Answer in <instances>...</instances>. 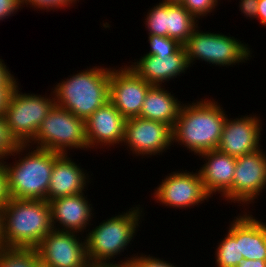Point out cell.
Returning <instances> with one entry per match:
<instances>
[{
	"instance_id": "1",
	"label": "cell",
	"mask_w": 266,
	"mask_h": 267,
	"mask_svg": "<svg viewBox=\"0 0 266 267\" xmlns=\"http://www.w3.org/2000/svg\"><path fill=\"white\" fill-rule=\"evenodd\" d=\"M215 100L204 97L183 104L172 128V145H183L196 156L217 149L227 114Z\"/></svg>"
},
{
	"instance_id": "2",
	"label": "cell",
	"mask_w": 266,
	"mask_h": 267,
	"mask_svg": "<svg viewBox=\"0 0 266 267\" xmlns=\"http://www.w3.org/2000/svg\"><path fill=\"white\" fill-rule=\"evenodd\" d=\"M60 155L29 144H20L10 155L11 158L16 157L15 162L8 163L5 160L3 163L9 197L46 200L54 162Z\"/></svg>"
},
{
	"instance_id": "3",
	"label": "cell",
	"mask_w": 266,
	"mask_h": 267,
	"mask_svg": "<svg viewBox=\"0 0 266 267\" xmlns=\"http://www.w3.org/2000/svg\"><path fill=\"white\" fill-rule=\"evenodd\" d=\"M110 73V66H89L61 79L52 88L56 105L86 121L109 101Z\"/></svg>"
},
{
	"instance_id": "4",
	"label": "cell",
	"mask_w": 266,
	"mask_h": 267,
	"mask_svg": "<svg viewBox=\"0 0 266 267\" xmlns=\"http://www.w3.org/2000/svg\"><path fill=\"white\" fill-rule=\"evenodd\" d=\"M1 214L6 247L36 248L53 230L46 200L10 198Z\"/></svg>"
},
{
	"instance_id": "5",
	"label": "cell",
	"mask_w": 266,
	"mask_h": 267,
	"mask_svg": "<svg viewBox=\"0 0 266 267\" xmlns=\"http://www.w3.org/2000/svg\"><path fill=\"white\" fill-rule=\"evenodd\" d=\"M133 206L126 212L107 217L85 233L87 256L91 266L115 262V258L120 257L124 250L127 251L129 244H132L145 215L144 207L139 204Z\"/></svg>"
},
{
	"instance_id": "6",
	"label": "cell",
	"mask_w": 266,
	"mask_h": 267,
	"mask_svg": "<svg viewBox=\"0 0 266 267\" xmlns=\"http://www.w3.org/2000/svg\"><path fill=\"white\" fill-rule=\"evenodd\" d=\"M242 42L243 40L240 41L230 34L203 32L197 26L184 47L190 67L196 63V60H200L212 66L228 68L239 63H246L252 56L254 57L249 44Z\"/></svg>"
},
{
	"instance_id": "7",
	"label": "cell",
	"mask_w": 266,
	"mask_h": 267,
	"mask_svg": "<svg viewBox=\"0 0 266 267\" xmlns=\"http://www.w3.org/2000/svg\"><path fill=\"white\" fill-rule=\"evenodd\" d=\"M19 82L12 88L3 112L10 134L19 144H28L47 114L56 105L50 95L22 93Z\"/></svg>"
},
{
	"instance_id": "8",
	"label": "cell",
	"mask_w": 266,
	"mask_h": 267,
	"mask_svg": "<svg viewBox=\"0 0 266 267\" xmlns=\"http://www.w3.org/2000/svg\"><path fill=\"white\" fill-rule=\"evenodd\" d=\"M28 144L60 154H70L72 149L89 151L85 121L55 105Z\"/></svg>"
},
{
	"instance_id": "9",
	"label": "cell",
	"mask_w": 266,
	"mask_h": 267,
	"mask_svg": "<svg viewBox=\"0 0 266 267\" xmlns=\"http://www.w3.org/2000/svg\"><path fill=\"white\" fill-rule=\"evenodd\" d=\"M263 150L260 148L236 158L232 187L222 197L229 204L243 205V211L256 203L258 196L266 190V151Z\"/></svg>"
},
{
	"instance_id": "10",
	"label": "cell",
	"mask_w": 266,
	"mask_h": 267,
	"mask_svg": "<svg viewBox=\"0 0 266 267\" xmlns=\"http://www.w3.org/2000/svg\"><path fill=\"white\" fill-rule=\"evenodd\" d=\"M153 200L167 208L191 209L209 201L211 196L205 190L199 171H173L154 188ZM200 203V204H199Z\"/></svg>"
},
{
	"instance_id": "11",
	"label": "cell",
	"mask_w": 266,
	"mask_h": 267,
	"mask_svg": "<svg viewBox=\"0 0 266 267\" xmlns=\"http://www.w3.org/2000/svg\"><path fill=\"white\" fill-rule=\"evenodd\" d=\"M121 146L127 147L134 157L141 156V159L160 156L172 146V128L162 122L142 117L126 119Z\"/></svg>"
},
{
	"instance_id": "12",
	"label": "cell",
	"mask_w": 266,
	"mask_h": 267,
	"mask_svg": "<svg viewBox=\"0 0 266 267\" xmlns=\"http://www.w3.org/2000/svg\"><path fill=\"white\" fill-rule=\"evenodd\" d=\"M80 235L53 229L36 247L39 260L50 267H91L85 236Z\"/></svg>"
},
{
	"instance_id": "13",
	"label": "cell",
	"mask_w": 266,
	"mask_h": 267,
	"mask_svg": "<svg viewBox=\"0 0 266 267\" xmlns=\"http://www.w3.org/2000/svg\"><path fill=\"white\" fill-rule=\"evenodd\" d=\"M261 122L256 113L241 115L235 119H229L227 115L217 150L236 158L259 150L263 147Z\"/></svg>"
},
{
	"instance_id": "14",
	"label": "cell",
	"mask_w": 266,
	"mask_h": 267,
	"mask_svg": "<svg viewBox=\"0 0 266 267\" xmlns=\"http://www.w3.org/2000/svg\"><path fill=\"white\" fill-rule=\"evenodd\" d=\"M111 68L109 101L125 119L139 117L146 93L152 86L126 64Z\"/></svg>"
},
{
	"instance_id": "15",
	"label": "cell",
	"mask_w": 266,
	"mask_h": 267,
	"mask_svg": "<svg viewBox=\"0 0 266 267\" xmlns=\"http://www.w3.org/2000/svg\"><path fill=\"white\" fill-rule=\"evenodd\" d=\"M126 119L116 109V107L108 101L105 105L98 108L85 121L86 138L88 148L97 149L111 147H120L124 139ZM110 147V148H109Z\"/></svg>"
},
{
	"instance_id": "16",
	"label": "cell",
	"mask_w": 266,
	"mask_h": 267,
	"mask_svg": "<svg viewBox=\"0 0 266 267\" xmlns=\"http://www.w3.org/2000/svg\"><path fill=\"white\" fill-rule=\"evenodd\" d=\"M139 59L130 61L128 67L141 79L151 85H167L170 80L179 78L190 69L186 50L182 45L174 54L143 55ZM178 76V77H177Z\"/></svg>"
},
{
	"instance_id": "17",
	"label": "cell",
	"mask_w": 266,
	"mask_h": 267,
	"mask_svg": "<svg viewBox=\"0 0 266 267\" xmlns=\"http://www.w3.org/2000/svg\"><path fill=\"white\" fill-rule=\"evenodd\" d=\"M90 202L84 192L49 201L53 229L81 235L87 233L86 229L93 225L91 222L95 218V209Z\"/></svg>"
},
{
	"instance_id": "18",
	"label": "cell",
	"mask_w": 266,
	"mask_h": 267,
	"mask_svg": "<svg viewBox=\"0 0 266 267\" xmlns=\"http://www.w3.org/2000/svg\"><path fill=\"white\" fill-rule=\"evenodd\" d=\"M70 155L61 154L54 162L47 190L48 202L63 196L86 193L89 183L91 184L89 172L74 162Z\"/></svg>"
},
{
	"instance_id": "19",
	"label": "cell",
	"mask_w": 266,
	"mask_h": 267,
	"mask_svg": "<svg viewBox=\"0 0 266 267\" xmlns=\"http://www.w3.org/2000/svg\"><path fill=\"white\" fill-rule=\"evenodd\" d=\"M203 163L197 169L204 183L205 190L213 197L214 193L223 197L232 187L236 157L210 150L198 155ZM205 161V162H204Z\"/></svg>"
},
{
	"instance_id": "20",
	"label": "cell",
	"mask_w": 266,
	"mask_h": 267,
	"mask_svg": "<svg viewBox=\"0 0 266 267\" xmlns=\"http://www.w3.org/2000/svg\"><path fill=\"white\" fill-rule=\"evenodd\" d=\"M183 104L164 85H152L146 93L139 117L159 121L173 128Z\"/></svg>"
},
{
	"instance_id": "21",
	"label": "cell",
	"mask_w": 266,
	"mask_h": 267,
	"mask_svg": "<svg viewBox=\"0 0 266 267\" xmlns=\"http://www.w3.org/2000/svg\"><path fill=\"white\" fill-rule=\"evenodd\" d=\"M252 214L249 210L239 213L240 254L244 259L266 260V222Z\"/></svg>"
},
{
	"instance_id": "22",
	"label": "cell",
	"mask_w": 266,
	"mask_h": 267,
	"mask_svg": "<svg viewBox=\"0 0 266 267\" xmlns=\"http://www.w3.org/2000/svg\"><path fill=\"white\" fill-rule=\"evenodd\" d=\"M229 224L215 248V267H237L244 259L239 249V214Z\"/></svg>"
},
{
	"instance_id": "23",
	"label": "cell",
	"mask_w": 266,
	"mask_h": 267,
	"mask_svg": "<svg viewBox=\"0 0 266 267\" xmlns=\"http://www.w3.org/2000/svg\"><path fill=\"white\" fill-rule=\"evenodd\" d=\"M199 21L182 4L167 3V37L184 45Z\"/></svg>"
},
{
	"instance_id": "24",
	"label": "cell",
	"mask_w": 266,
	"mask_h": 267,
	"mask_svg": "<svg viewBox=\"0 0 266 267\" xmlns=\"http://www.w3.org/2000/svg\"><path fill=\"white\" fill-rule=\"evenodd\" d=\"M38 261L36 248L5 247L0 250V267H34Z\"/></svg>"
},
{
	"instance_id": "25",
	"label": "cell",
	"mask_w": 266,
	"mask_h": 267,
	"mask_svg": "<svg viewBox=\"0 0 266 267\" xmlns=\"http://www.w3.org/2000/svg\"><path fill=\"white\" fill-rule=\"evenodd\" d=\"M144 17L148 35L167 36V3L157 2Z\"/></svg>"
},
{
	"instance_id": "26",
	"label": "cell",
	"mask_w": 266,
	"mask_h": 267,
	"mask_svg": "<svg viewBox=\"0 0 266 267\" xmlns=\"http://www.w3.org/2000/svg\"><path fill=\"white\" fill-rule=\"evenodd\" d=\"M150 50L144 55L174 54L181 46L177 40L157 35H148Z\"/></svg>"
},
{
	"instance_id": "27",
	"label": "cell",
	"mask_w": 266,
	"mask_h": 267,
	"mask_svg": "<svg viewBox=\"0 0 266 267\" xmlns=\"http://www.w3.org/2000/svg\"><path fill=\"white\" fill-rule=\"evenodd\" d=\"M20 144L10 134L3 114L0 115V163L3 164Z\"/></svg>"
},
{
	"instance_id": "28",
	"label": "cell",
	"mask_w": 266,
	"mask_h": 267,
	"mask_svg": "<svg viewBox=\"0 0 266 267\" xmlns=\"http://www.w3.org/2000/svg\"><path fill=\"white\" fill-rule=\"evenodd\" d=\"M221 0H184L181 4L191 13L198 21L210 13H214Z\"/></svg>"
},
{
	"instance_id": "29",
	"label": "cell",
	"mask_w": 266,
	"mask_h": 267,
	"mask_svg": "<svg viewBox=\"0 0 266 267\" xmlns=\"http://www.w3.org/2000/svg\"><path fill=\"white\" fill-rule=\"evenodd\" d=\"M77 1L79 0H22V7H32L34 10L37 11H58V9H65L71 6H74L77 4ZM28 5V6H27ZM36 8V9H35Z\"/></svg>"
},
{
	"instance_id": "30",
	"label": "cell",
	"mask_w": 266,
	"mask_h": 267,
	"mask_svg": "<svg viewBox=\"0 0 266 267\" xmlns=\"http://www.w3.org/2000/svg\"><path fill=\"white\" fill-rule=\"evenodd\" d=\"M133 262L135 263L136 267H179L174 265L175 263H171L170 261H166L163 258L155 257L154 255L151 256L145 255L144 253L138 252L132 258Z\"/></svg>"
},
{
	"instance_id": "31",
	"label": "cell",
	"mask_w": 266,
	"mask_h": 267,
	"mask_svg": "<svg viewBox=\"0 0 266 267\" xmlns=\"http://www.w3.org/2000/svg\"><path fill=\"white\" fill-rule=\"evenodd\" d=\"M19 9H23L22 0H0V21L17 14Z\"/></svg>"
},
{
	"instance_id": "32",
	"label": "cell",
	"mask_w": 266,
	"mask_h": 267,
	"mask_svg": "<svg viewBox=\"0 0 266 267\" xmlns=\"http://www.w3.org/2000/svg\"><path fill=\"white\" fill-rule=\"evenodd\" d=\"M259 0H239V11L243 13L246 19H256L257 16V7Z\"/></svg>"
},
{
	"instance_id": "33",
	"label": "cell",
	"mask_w": 266,
	"mask_h": 267,
	"mask_svg": "<svg viewBox=\"0 0 266 267\" xmlns=\"http://www.w3.org/2000/svg\"><path fill=\"white\" fill-rule=\"evenodd\" d=\"M9 199L6 170L4 165L0 163V210Z\"/></svg>"
},
{
	"instance_id": "34",
	"label": "cell",
	"mask_w": 266,
	"mask_h": 267,
	"mask_svg": "<svg viewBox=\"0 0 266 267\" xmlns=\"http://www.w3.org/2000/svg\"><path fill=\"white\" fill-rule=\"evenodd\" d=\"M10 71L4 60L0 58V85H16L18 78Z\"/></svg>"
},
{
	"instance_id": "35",
	"label": "cell",
	"mask_w": 266,
	"mask_h": 267,
	"mask_svg": "<svg viewBox=\"0 0 266 267\" xmlns=\"http://www.w3.org/2000/svg\"><path fill=\"white\" fill-rule=\"evenodd\" d=\"M135 256V254L131 255L130 257H125L124 256V260L123 258L120 261H115V262H105V263H101L96 265L95 267H136L135 263L133 262L132 258ZM117 262V263H116Z\"/></svg>"
},
{
	"instance_id": "36",
	"label": "cell",
	"mask_w": 266,
	"mask_h": 267,
	"mask_svg": "<svg viewBox=\"0 0 266 267\" xmlns=\"http://www.w3.org/2000/svg\"><path fill=\"white\" fill-rule=\"evenodd\" d=\"M15 85H0V115L3 114L8 96Z\"/></svg>"
},
{
	"instance_id": "37",
	"label": "cell",
	"mask_w": 266,
	"mask_h": 267,
	"mask_svg": "<svg viewBox=\"0 0 266 267\" xmlns=\"http://www.w3.org/2000/svg\"><path fill=\"white\" fill-rule=\"evenodd\" d=\"M258 19L260 24L266 27V0L258 1L256 20Z\"/></svg>"
},
{
	"instance_id": "38",
	"label": "cell",
	"mask_w": 266,
	"mask_h": 267,
	"mask_svg": "<svg viewBox=\"0 0 266 267\" xmlns=\"http://www.w3.org/2000/svg\"><path fill=\"white\" fill-rule=\"evenodd\" d=\"M237 267H266V260L243 259Z\"/></svg>"
},
{
	"instance_id": "39",
	"label": "cell",
	"mask_w": 266,
	"mask_h": 267,
	"mask_svg": "<svg viewBox=\"0 0 266 267\" xmlns=\"http://www.w3.org/2000/svg\"><path fill=\"white\" fill-rule=\"evenodd\" d=\"M6 247L4 238H3V226H2V214L0 210V250Z\"/></svg>"
},
{
	"instance_id": "40",
	"label": "cell",
	"mask_w": 266,
	"mask_h": 267,
	"mask_svg": "<svg viewBox=\"0 0 266 267\" xmlns=\"http://www.w3.org/2000/svg\"><path fill=\"white\" fill-rule=\"evenodd\" d=\"M184 0H161L162 3H168V4H181Z\"/></svg>"
},
{
	"instance_id": "41",
	"label": "cell",
	"mask_w": 266,
	"mask_h": 267,
	"mask_svg": "<svg viewBox=\"0 0 266 267\" xmlns=\"http://www.w3.org/2000/svg\"><path fill=\"white\" fill-rule=\"evenodd\" d=\"M34 267H50V266H48V265L42 263V262L39 260V261L35 264Z\"/></svg>"
}]
</instances>
